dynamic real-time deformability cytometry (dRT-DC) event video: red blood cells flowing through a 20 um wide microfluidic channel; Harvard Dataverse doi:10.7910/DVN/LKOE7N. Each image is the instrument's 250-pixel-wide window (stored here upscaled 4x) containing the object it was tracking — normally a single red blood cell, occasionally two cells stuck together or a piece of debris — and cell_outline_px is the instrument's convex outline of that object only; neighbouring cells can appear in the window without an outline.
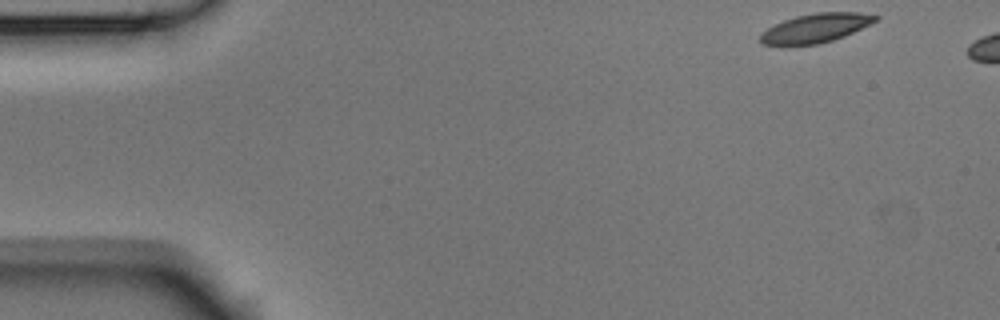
{"species": "Egyptian fruit bat (a non-hibernating species)", "species_latin": "Rousettus aegyptiacus", "temperature_condition": "room temperature", "stored_images_in_passage": 9, "camera_frame_rate_fps": 3000, "um_per_image_px": 0.085, "animal": {"sex": "male"}, "frame": {"image": 1, "passage_image": 1, "time_ms": 0.0, "image_size_px": [1000, 320], "cell_outline_px": [[880, 16], [876, 20], [844, 36], [832, 40], [816, 44], [764, 44], [760, 40], [760, 32], [784, 20], [796, 16], [816, 12], [860, 12]], "centroid_in_image_um": [69.33, 2.36], "position_along_channel_um": 15.7, "area_um2": 18.96}}
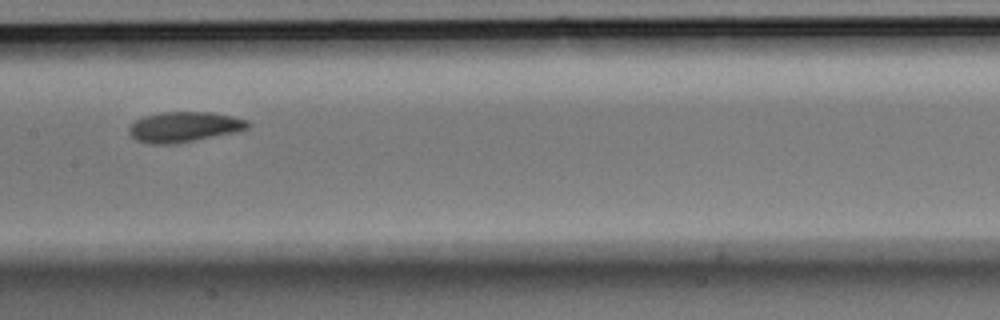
{"frame": {"image": 2, "passage_image": 7, "time_ms": 2.0, "image_size_px": [1000, 320], "cell_outline_px": [[252, 124], [248, 128], [236, 132], [176, 144], [148, 144], [136, 140], [128, 132], [128, 128], [136, 120], [144, 116], [160, 112], [212, 112], [232, 116], [248, 120]], "centroid_in_image_um": [15.66, 10.79], "position_along_channel_um": 191.7, "area_um2": 21.15}}
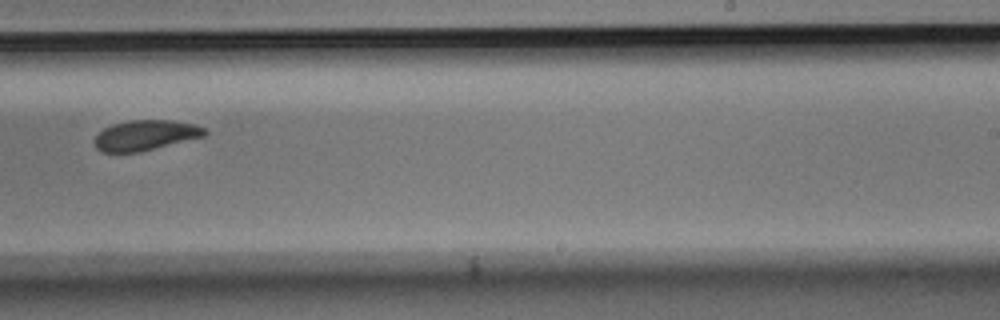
{"frame": {"image": 3, "passage_image": 9, "time_ms": 2.667, "image_size_px": [1000, 320], "cell_outline_px": [[208, 132], [204, 136], [140, 152], [100, 152], [96, 148], [96, 136], [104, 128], [112, 124], [128, 120], [172, 120], [192, 124], [204, 128]], "centroid_in_image_um": [12.35, 11.49], "position_along_channel_um": 276.6, "area_um2": 19.25}}